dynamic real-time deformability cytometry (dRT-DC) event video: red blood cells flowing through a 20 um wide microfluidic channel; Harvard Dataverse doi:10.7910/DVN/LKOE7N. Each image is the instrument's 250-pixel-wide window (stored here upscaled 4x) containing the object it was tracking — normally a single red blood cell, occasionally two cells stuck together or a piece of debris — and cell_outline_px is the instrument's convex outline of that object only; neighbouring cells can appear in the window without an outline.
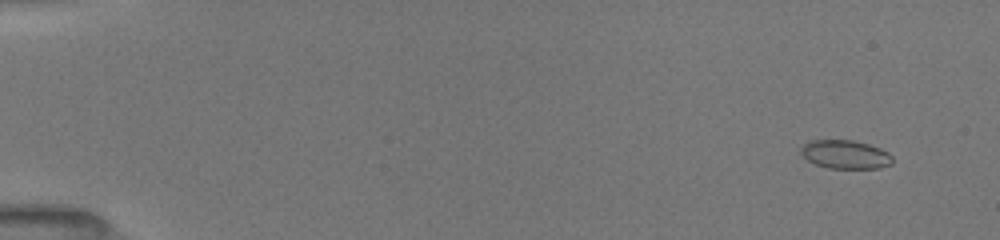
{"species": "common noctule bat (a hibernating species)", "species_latin": "Nyctalus noctula", "temperature_condition": "room temperature", "stored_images_in_passage": 52, "camera_frame_rate_fps": 3000, "um_per_image_px": 0.085, "animal": {"sex": "female", "body_mass_g": 19.5, "forearm_length_mm": 54.1}, "frame": {"image": 1, "passage_image": 4, "time_ms": 1.0, "image_size_px": [1000, 240], "cell_outline_px": [[892, 164], [880, 168], [828, 168], [816, 164], [808, 160], [800, 152], [800, 148], [804, 144], [812, 140], [852, 140], [868, 144], [880, 148], [888, 152], [892, 156]], "centroid_in_image_um": [71.87, 13.13], "position_along_channel_um": 13.1, "area_um2": 15.2}}
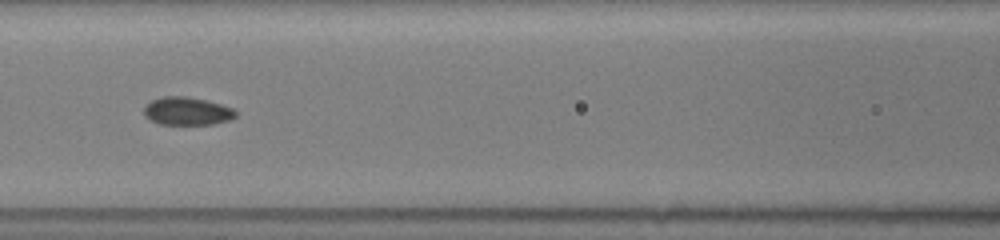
{"frame": {"image": 2, "passage_image": 25, "time_ms": 8.0, "image_size_px": [1000, 240], "cell_outline_px": [[236, 116], [228, 120], [212, 124], [160, 124], [144, 116], [144, 104], [152, 100], [164, 96], [184, 96], [204, 100], [220, 104], [232, 108], [236, 112]], "centroid_in_image_um": [15.86, 9.44], "position_along_channel_um": 150.7, "area_um2": 14.8}}
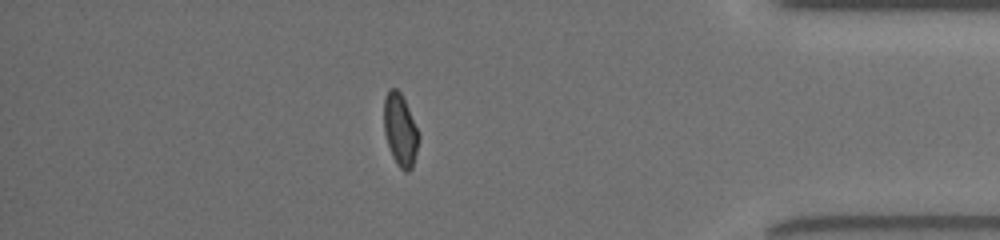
{"frame": {"image": 3, "passage_image": 46, "time_ms": 15.0, "image_size_px": [1000, 240], "cell_outline_px": [[420, 136], [412, 168], [408, 172], [404, 172], [396, 164], [392, 156], [384, 132], [384, 100], [388, 88], [396, 88], [400, 92], [404, 100]], "centroid_in_image_um": [34.01, 11.07], "position_along_channel_um": 401.2, "area_um2": 14.51}, "authors_computed_cell_mechanics": {"area_um2": 15.0858, "velocity_mm_per_s": 4.0138, "shape_relaxation_time_tau1_ms": null, "shape_relaxation_time_tau2_ms": 1.0161, "deformation_change_tau1": null, "deformation_change_tau2": 0.0435}}